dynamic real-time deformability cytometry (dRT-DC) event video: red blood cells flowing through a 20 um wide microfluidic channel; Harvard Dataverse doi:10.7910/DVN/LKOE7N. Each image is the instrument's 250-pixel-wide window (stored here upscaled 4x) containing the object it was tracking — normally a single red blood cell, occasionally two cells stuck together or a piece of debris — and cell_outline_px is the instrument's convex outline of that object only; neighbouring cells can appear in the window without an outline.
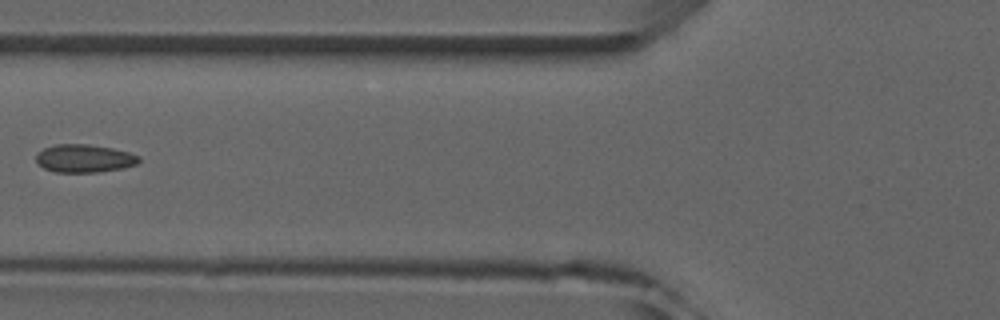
{"species": "common noctule bat (a hibernating species)", "species_latin": "Nyctalus noctula", "temperature_condition": "room temperature", "stored_images_in_passage": 4, "camera_frame_rate_fps": 3000, "um_per_image_px": 0.085, "animal": {"sex": "male", "forearm_length_mm": 52.5}, "frame": {"image": 1, "passage_image": 4, "time_ms": 3.333, "image_size_px": [1000, 320], "cell_outline_px": [[140, 160], [136, 164], [124, 168], [100, 172], [56, 172], [44, 168], [36, 164], [36, 152], [44, 148], [56, 144], [88, 144], [112, 148], [128, 152], [140, 156]], "centroid_in_image_um": [7.14, 13.47], "position_along_channel_um": 118.7, "area_um2": 16.94}}